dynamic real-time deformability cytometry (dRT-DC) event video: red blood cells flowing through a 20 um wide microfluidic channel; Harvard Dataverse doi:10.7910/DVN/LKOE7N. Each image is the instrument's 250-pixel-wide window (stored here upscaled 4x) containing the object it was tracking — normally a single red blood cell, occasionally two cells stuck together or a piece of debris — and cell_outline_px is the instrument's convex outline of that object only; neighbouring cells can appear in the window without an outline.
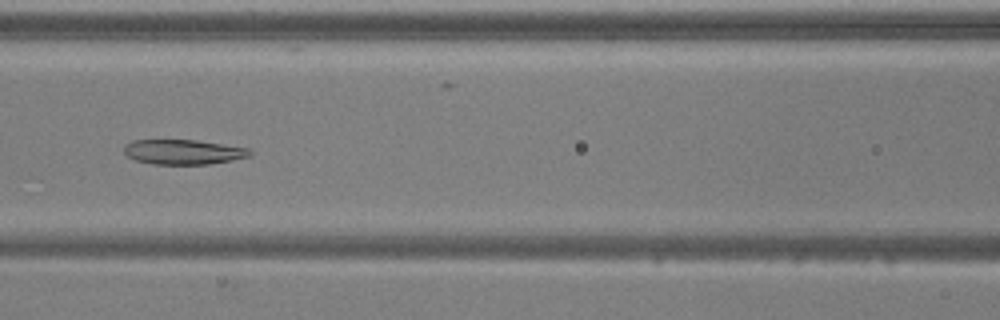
{"species": "common noctule bat (a hibernating species)", "species_latin": "Nyctalus noctula", "temperature_condition": "warm", "stored_images_in_passage": 52, "camera_frame_rate_fps": 3000, "um_per_image_px": 0.085, "animal": {"sex": "male", "body_mass_g": 20.5, "forearm_length_mm": 52.5}, "frame": {"image": 1, "passage_image": 23, "time_ms": 7.333, "image_size_px": [1000, 320], "cell_outline_px": [[252, 156], [232, 160], [208, 164], [152, 164], [136, 160], [128, 156], [124, 152], [124, 144], [132, 140], [196, 140], [248, 148], [252, 152]], "centroid_in_image_um": [15.57, 12.91], "position_along_channel_um": 151.0, "area_um2": 18.21}}
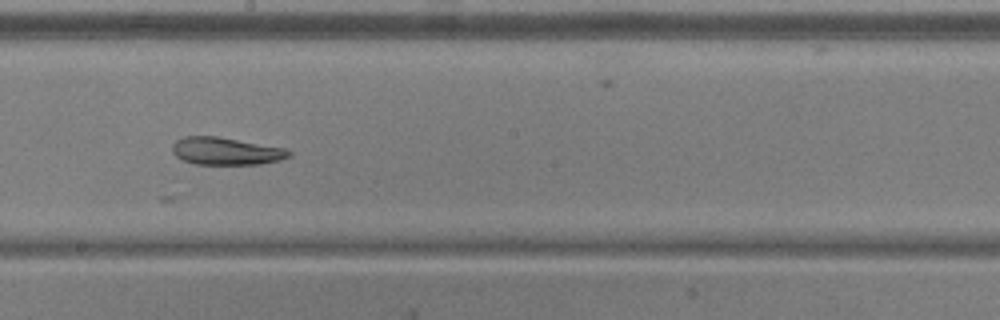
{"frame": {"image": 2, "passage_image": 29, "time_ms": 9.333, "image_size_px": [1000, 320], "cell_outline_px": [[292, 156], [280, 160], [260, 164], [196, 164], [184, 160], [176, 156], [172, 152], [172, 144], [176, 140], [184, 136], [216, 136], [284, 148], [292, 152]], "centroid_in_image_um": [19.2, 12.84], "position_along_channel_um": 229.0, "area_um2": 18.61}}
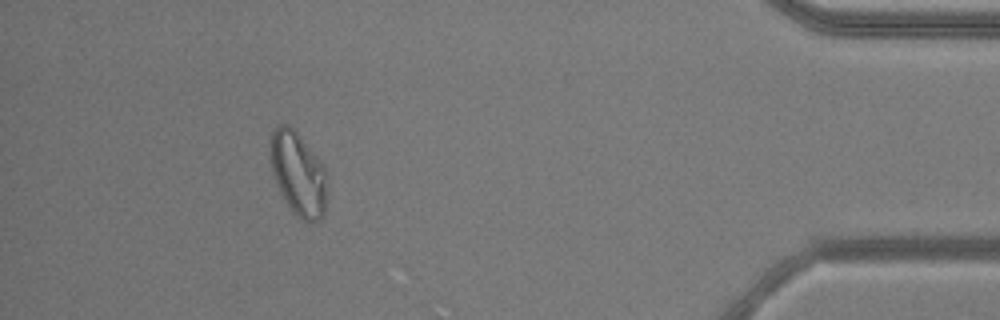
{"frame": {"image": 3, "passage_image": 47, "time_ms": 15.333, "image_size_px": [1000, 320], "cell_outline_px": [[328, 192], [324, 216], [320, 220], [308, 224], [292, 212], [284, 200], [280, 192], [272, 172], [268, 152], [272, 132], [276, 124], [288, 124], [300, 136], [324, 164], [328, 184]], "centroid_in_image_um": [25.36, 14.8], "position_along_channel_um": 409.8, "area_um2": 28.55}, "authors_computed_cell_mechanics": {"area_um2": 25.432, "velocity_mm_per_s": 3.9076, "shape_relaxation_time_tau1_ms": null, "shape_relaxation_time_tau2_ms": 2.6248, "deformation_change_tau1": null, "deformation_change_tau2": 0.0919}}